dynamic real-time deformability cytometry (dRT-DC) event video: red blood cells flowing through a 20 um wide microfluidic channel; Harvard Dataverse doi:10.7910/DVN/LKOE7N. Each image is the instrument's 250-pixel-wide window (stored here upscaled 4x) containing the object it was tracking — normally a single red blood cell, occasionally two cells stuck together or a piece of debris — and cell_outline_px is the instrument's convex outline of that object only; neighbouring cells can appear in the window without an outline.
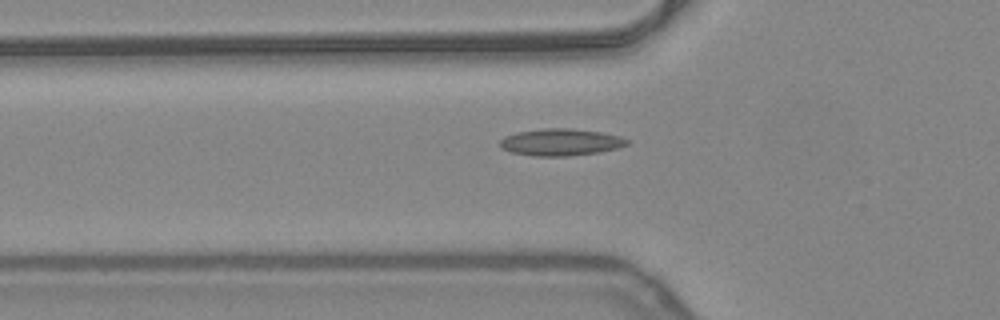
{"species": "common noctule bat (a hibernating species)", "species_latin": "Nyctalus noctula", "temperature_condition": "warm", "stored_images_in_passage": 44, "camera_frame_rate_fps": 3000, "um_per_image_px": 0.085, "animal": {"sex": "female", "body_mass_g": 24.6, "forearm_length_mm": 56.2}, "frame": {"image": 1, "passage_image": 13, "time_ms": 4.0, "image_size_px": [1000, 320], "cell_outline_px": [[628, 144], [616, 148], [600, 152], [568, 156], [532, 156], [512, 152], [500, 148], [500, 140], [504, 136], [516, 132], [544, 128], [568, 128], [600, 132], [620, 136], [628, 140]], "centroid_in_image_um": [47.62, 12.08], "position_along_channel_um": 78.2, "area_um2": 19.94}}
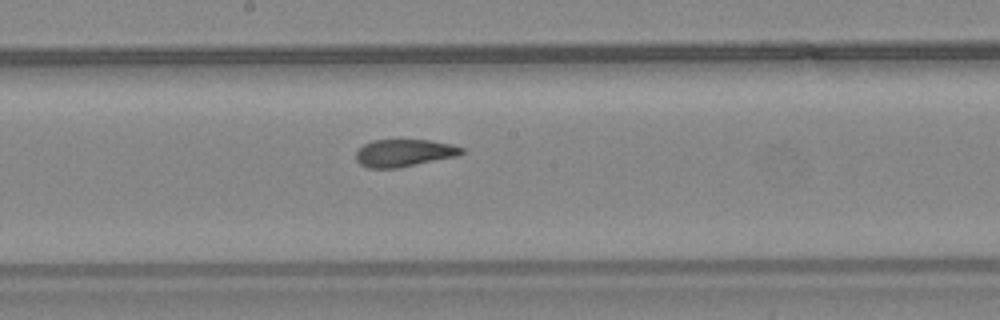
{"frame": {"image": 2, "passage_image": 23, "time_ms": 7.333, "image_size_px": [1000, 320], "cell_outline_px": [[464, 152], [456, 156], [400, 168], [368, 168], [360, 164], [356, 160], [356, 152], [364, 144], [372, 140], [428, 140], [452, 144], [464, 148]], "centroid_in_image_um": [34.34, 13.0], "position_along_channel_um": 213.9, "area_um2": 16.88}}
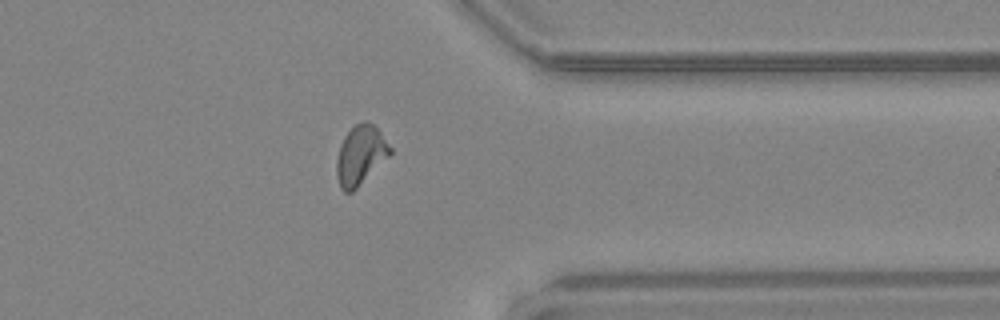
{"frame": {"image": 3, "passage_image": 36, "time_ms": 11.667, "image_size_px": [1000, 320], "cell_outline_px": [[392, 152], [352, 192], [344, 192], [340, 188], [336, 176], [336, 160], [340, 144], [344, 136], [356, 124], [364, 120], [372, 124], [380, 132], [392, 148]], "centroid_in_image_um": [30.61, 13.19], "position_along_channel_um": 380.8, "area_um2": 18.21}, "authors_computed_cell_mechanics": {"area_um2": 17.5712, "velocity_mm_per_s": 4.0478, "shape_relaxation_time_tau1_ms": null, "shape_relaxation_time_tau2_ms": 1.3278, "deformation_change_tau1": null, "deformation_change_tau2": 0.0777}}